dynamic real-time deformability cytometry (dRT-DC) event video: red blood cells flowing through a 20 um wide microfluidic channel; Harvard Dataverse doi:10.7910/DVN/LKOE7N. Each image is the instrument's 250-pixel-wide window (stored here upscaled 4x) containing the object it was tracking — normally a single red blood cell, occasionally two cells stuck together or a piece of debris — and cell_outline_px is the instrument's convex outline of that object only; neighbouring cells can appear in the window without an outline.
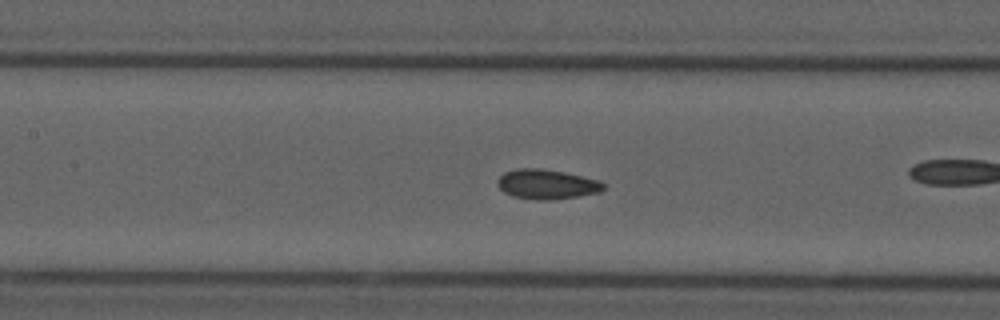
{"species": "common noctule bat (a hibernating species)", "species_latin": "Nyctalus noctula", "temperature_condition": "cold", "stored_images_in_passage": 43, "camera_frame_rate_fps": 3000, "um_per_image_px": 0.085, "animal": {"sex": "male", "forearm_length_mm": 52.5}, "frame": {"image": 1, "passage_image": 25, "time_ms": 8.0, "image_size_px": [1000, 320], "cell_outline_px": [[608, 188], [600, 192], [576, 196], [544, 200], [536, 200], [512, 196], [504, 192], [496, 184], [496, 180], [504, 172], [516, 168], [540, 168], [564, 172], [600, 180], [608, 184]], "centroid_in_image_um": [46.5, 15.65], "position_along_channel_um": 160.9, "area_um2": 18.55}}
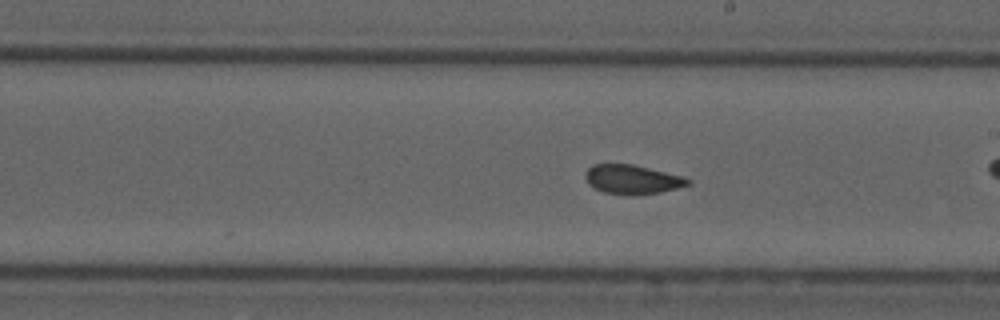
{"frame": {"image": 2, "passage_image": 31, "time_ms": 10.0, "image_size_px": [1000, 320], "cell_outline_px": [[692, 184], [660, 192], [636, 196], [632, 196], [604, 192], [588, 184], [584, 176], [584, 172], [592, 164], [632, 164], [684, 176], [692, 180]], "centroid_in_image_um": [53.75, 15.25], "position_along_channel_um": 235.2, "area_um2": 17.69}}